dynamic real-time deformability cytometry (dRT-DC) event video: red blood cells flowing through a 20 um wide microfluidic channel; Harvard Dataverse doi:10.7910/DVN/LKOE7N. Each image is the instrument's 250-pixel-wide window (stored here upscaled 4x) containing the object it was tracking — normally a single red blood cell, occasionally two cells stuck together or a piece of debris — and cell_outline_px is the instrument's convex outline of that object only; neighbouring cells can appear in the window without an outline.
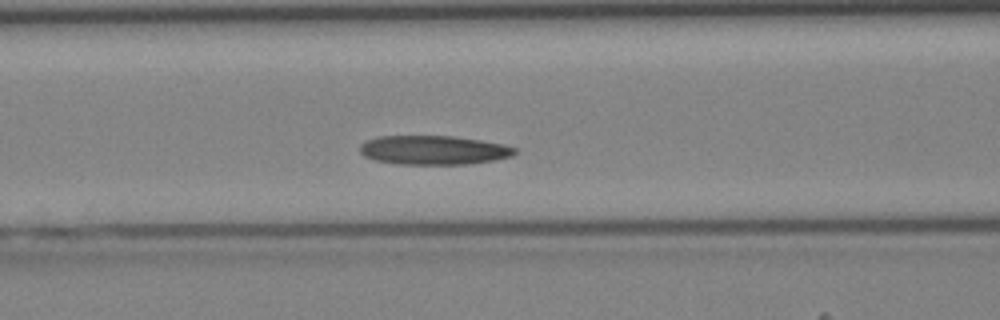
{"species": "Egyptian fruit bat (a non-hibernating species)", "species_latin": "Rousettus aegyptiacus", "temperature_condition": "cold", "stored_images_in_passage": 43, "camera_frame_rate_fps": 3000, "um_per_image_px": 0.085, "animal": {"sex": "female"}, "frame": {"image": 1, "passage_image": 17, "time_ms": 5.333, "image_size_px": [1000, 320], "cell_outline_px": [[516, 152], [512, 156], [492, 160], [464, 164], [396, 164], [376, 160], [364, 156], [360, 152], [360, 144], [368, 140], [380, 136], [452, 136], [480, 140], [504, 144], [516, 148]], "centroid_in_image_um": [36.84, 12.75], "position_along_channel_um": 129.8, "area_um2": 26.07}}
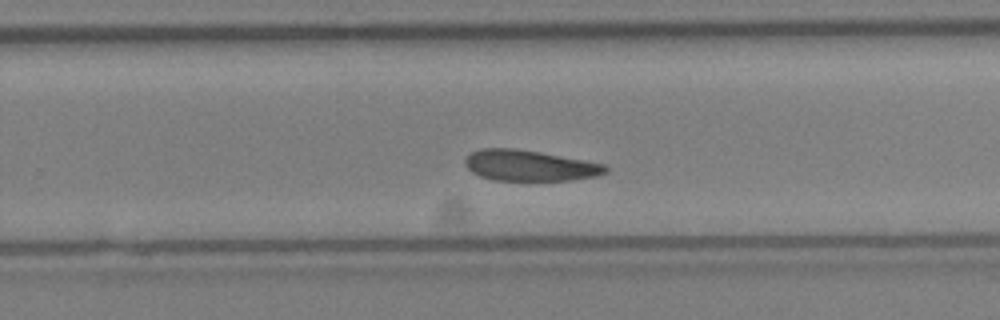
{"frame": {"image": 2, "passage_image": 27, "time_ms": 8.667, "image_size_px": [1000, 320], "cell_outline_px": [[608, 172], [596, 176], [572, 180], [496, 180], [480, 176], [472, 172], [464, 164], [464, 160], [472, 152], [480, 148], [512, 148], [540, 152], [604, 164], [608, 168]], "centroid_in_image_um": [45.0, 14.07], "position_along_channel_um": 284.8, "area_um2": 25.03}}
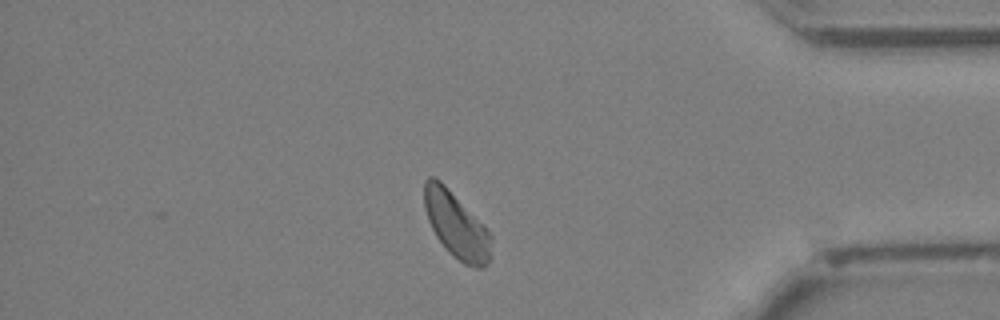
{"frame": {"image": 3, "passage_image": 36, "time_ms": 11.667, "image_size_px": [1000, 320], "cell_outline_px": [[492, 240], [488, 260], [480, 268], [476, 268], [464, 264], [436, 236], [428, 220], [424, 208], [424, 180], [428, 176], [432, 176], [440, 180], [444, 184], [492, 236]], "centroid_in_image_um": [38.74, 19.09], "position_along_channel_um": 396.5, "area_um2": 24.62}}